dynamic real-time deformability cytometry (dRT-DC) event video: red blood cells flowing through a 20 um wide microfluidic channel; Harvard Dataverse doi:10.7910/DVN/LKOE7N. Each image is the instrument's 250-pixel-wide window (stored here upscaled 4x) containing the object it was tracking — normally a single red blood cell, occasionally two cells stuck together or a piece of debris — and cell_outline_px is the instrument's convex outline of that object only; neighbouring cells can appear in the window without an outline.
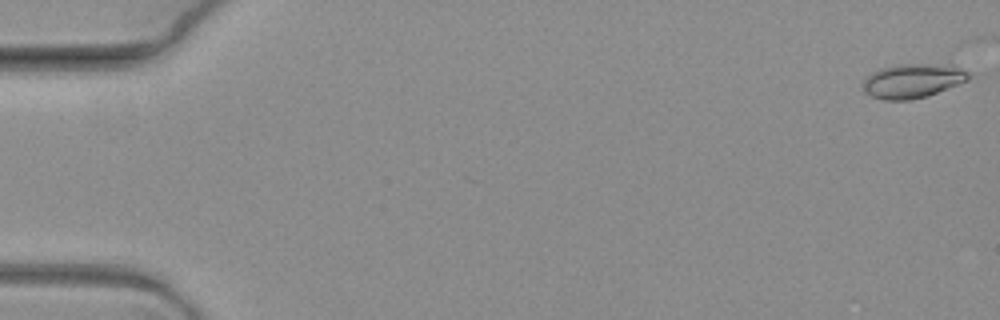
{"species": "common noctule bat (a hibernating species)", "species_latin": "Nyctalus noctula", "temperature_condition": "warm", "stored_images_in_passage": 4, "camera_frame_rate_fps": 3000, "um_per_image_px": 0.085, "animal": {"sex": "female", "body_mass_g": 19.3, "forearm_length_mm": 54.1}, "frame": {"image": 1, "passage_image": 1, "time_ms": 0.0, "image_size_px": [1000, 320], "cell_outline_px": [[972, 76], [968, 80], [928, 96], [912, 100], [884, 100], [872, 96], [864, 92], [860, 88], [860, 84], [872, 72], [880, 68], [896, 64], [952, 64], [968, 72]], "centroid_in_image_um": [77.55, 6.87], "position_along_channel_um": 7.4, "area_um2": 21.44}}